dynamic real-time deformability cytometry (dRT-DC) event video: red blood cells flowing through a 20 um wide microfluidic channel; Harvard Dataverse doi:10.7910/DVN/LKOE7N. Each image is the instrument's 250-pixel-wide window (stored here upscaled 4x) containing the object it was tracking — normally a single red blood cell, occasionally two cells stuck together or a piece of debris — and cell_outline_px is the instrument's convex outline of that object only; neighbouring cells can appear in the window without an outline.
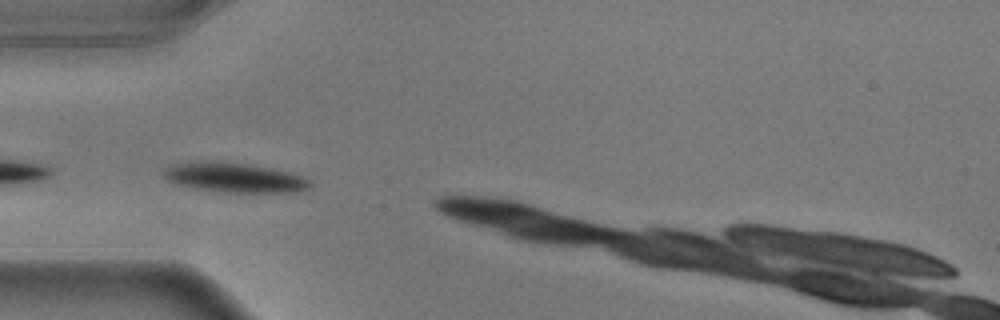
{"species": "common noctule bat (a hibernating species)", "species_latin": "Nyctalus noctula", "temperature_condition": "warm", "stored_images_in_passage": 6, "camera_frame_rate_fps": 3000, "um_per_image_px": 0.085, "animal": {"sex": "male", "body_mass_g": 17.9}, "frame": {"image": 1, "passage_image": 2, "time_ms": 0.333, "image_size_px": [1000, 320], "cell_outline_px": [[312, 184], [308, 188], [296, 192], [224, 192], [192, 188], [168, 180], [164, 176], [164, 172], [168, 168], [176, 164], [212, 160], [220, 160], [252, 164], [292, 172], [312, 180]], "centroid_in_image_um": [20.02, 15.08], "position_along_channel_um": 65.0, "area_um2": 25.37}}